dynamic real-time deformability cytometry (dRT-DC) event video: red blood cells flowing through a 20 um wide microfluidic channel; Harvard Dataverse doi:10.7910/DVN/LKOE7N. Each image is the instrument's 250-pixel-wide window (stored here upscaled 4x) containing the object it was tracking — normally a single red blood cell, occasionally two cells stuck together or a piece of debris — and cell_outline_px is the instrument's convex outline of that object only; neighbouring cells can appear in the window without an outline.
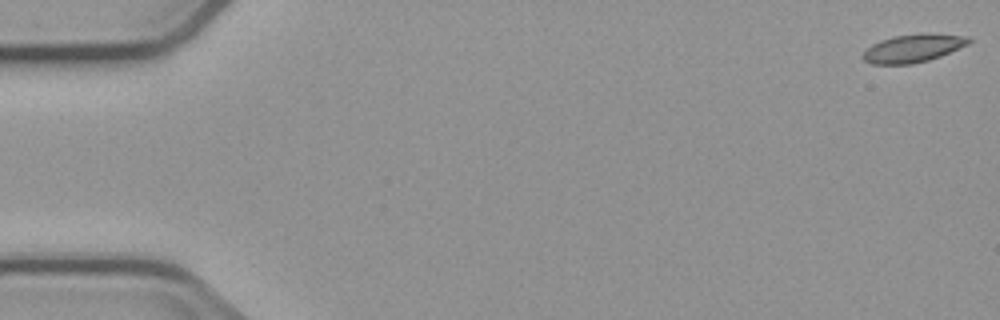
{"species": "common noctule bat (a hibernating species)", "species_latin": "Nyctalus noctula", "temperature_condition": "cold", "stored_images_in_passage": 9, "camera_frame_rate_fps": 3000, "um_per_image_px": 0.085, "animal": {"sex": "male", "body_mass_g": 23.1, "forearm_length_mm": 52.7}, "frame": {"image": 1, "passage_image": 1, "time_ms": 0.0, "image_size_px": [1000, 320], "cell_outline_px": [[972, 40], [968, 44], [940, 56], [928, 60], [912, 64], [872, 64], [864, 60], [860, 56], [872, 44], [880, 40], [892, 36], [924, 32], [932, 32], [968, 36]], "centroid_in_image_um": [77.62, 4.07], "position_along_channel_um": 7.4, "area_um2": 17.57}}
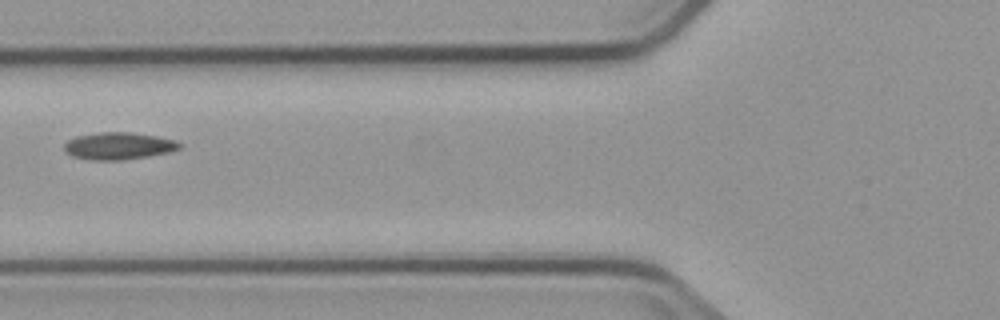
{"frame": {"image": 2, "passage_image": 6, "time_ms": 7.0, "image_size_px": [1000, 320], "cell_outline_px": [[184, 144], [180, 148], [168, 152], [148, 156], [124, 160], [92, 160], [72, 156], [64, 152], [64, 144], [68, 140], [76, 136], [100, 132], [132, 132], [156, 136], [176, 140]], "centroid_in_image_um": [10.08, 12.4], "position_along_channel_um": 115.7, "area_um2": 18.38}}
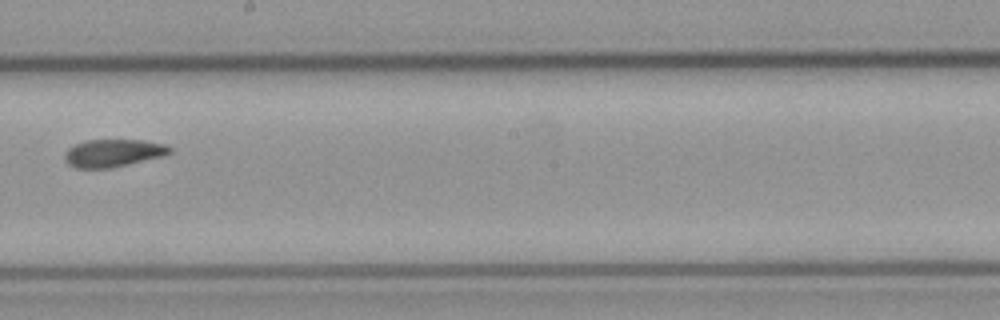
{"frame": {"image": 3, "passage_image": 9, "time_ms": 10.333, "image_size_px": [1000, 320], "cell_outline_px": [[172, 152], [164, 156], [112, 168], [76, 168], [68, 164], [64, 160], [64, 152], [68, 148], [76, 144], [88, 140], [144, 140], [164, 144], [172, 148]], "centroid_in_image_um": [9.62, 13.01], "position_along_channel_um": 238.6, "area_um2": 17.05}}